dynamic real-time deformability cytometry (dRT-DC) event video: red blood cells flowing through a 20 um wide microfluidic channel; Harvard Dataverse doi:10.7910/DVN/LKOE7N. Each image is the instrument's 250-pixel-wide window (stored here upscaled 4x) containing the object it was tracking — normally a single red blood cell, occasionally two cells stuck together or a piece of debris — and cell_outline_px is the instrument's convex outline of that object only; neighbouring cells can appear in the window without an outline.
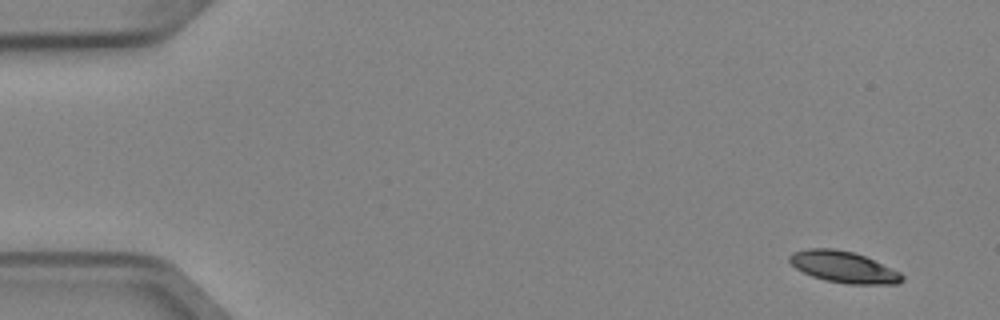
{"species": "Egyptian fruit bat (a non-hibernating species)", "species_latin": "Rousettus aegyptiacus", "temperature_condition": "cold", "stored_images_in_passage": 6, "camera_frame_rate_fps": 3000, "um_per_image_px": 0.085, "animal": {"sex": "female"}, "frame": {"image": 1, "passage_image": 1, "time_ms": 0.0, "image_size_px": [1000, 320], "cell_outline_px": [[904, 280], [896, 284], [848, 284], [828, 280], [812, 276], [796, 268], [788, 260], [788, 256], [792, 252], [808, 248], [832, 248], [852, 252], [864, 256], [900, 272], [904, 276]], "centroid_in_image_um": [71.69, 22.69], "position_along_channel_um": 13.3, "area_um2": 20.4}}
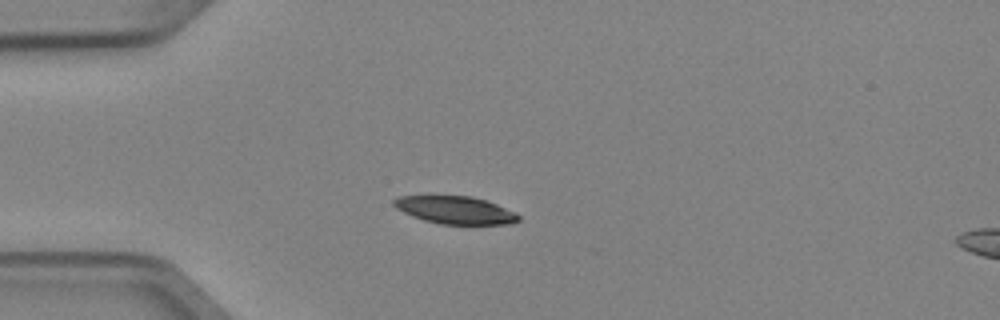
{"frame": {"image": 2, "passage_image": 4, "time_ms": 1.0, "image_size_px": [1000, 320], "cell_outline_px": [[520, 220], [512, 224], [440, 224], [424, 220], [412, 216], [396, 208], [392, 204], [392, 200], [400, 196], [432, 192], [472, 196], [488, 200], [516, 212], [520, 216]], "centroid_in_image_um": [38.65, 17.79], "position_along_channel_um": 46.3, "area_um2": 21.27}}
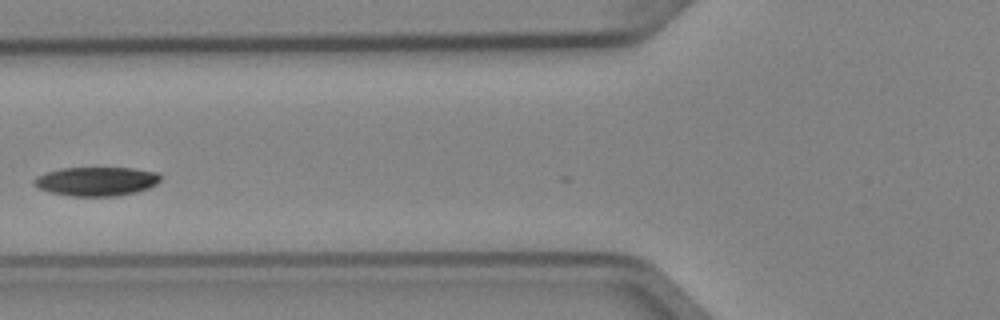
{"frame": {"image": 3, "passage_image": 6, "time_ms": 1.667, "image_size_px": [1000, 320], "cell_outline_px": [[160, 180], [156, 184], [148, 188], [136, 192], [116, 196], [72, 196], [48, 192], [32, 184], [32, 180], [36, 176], [44, 172], [60, 168], [132, 168], [156, 172], [160, 176]], "centroid_in_image_um": [8.14, 15.41], "position_along_channel_um": 117.7, "area_um2": 21.44}}